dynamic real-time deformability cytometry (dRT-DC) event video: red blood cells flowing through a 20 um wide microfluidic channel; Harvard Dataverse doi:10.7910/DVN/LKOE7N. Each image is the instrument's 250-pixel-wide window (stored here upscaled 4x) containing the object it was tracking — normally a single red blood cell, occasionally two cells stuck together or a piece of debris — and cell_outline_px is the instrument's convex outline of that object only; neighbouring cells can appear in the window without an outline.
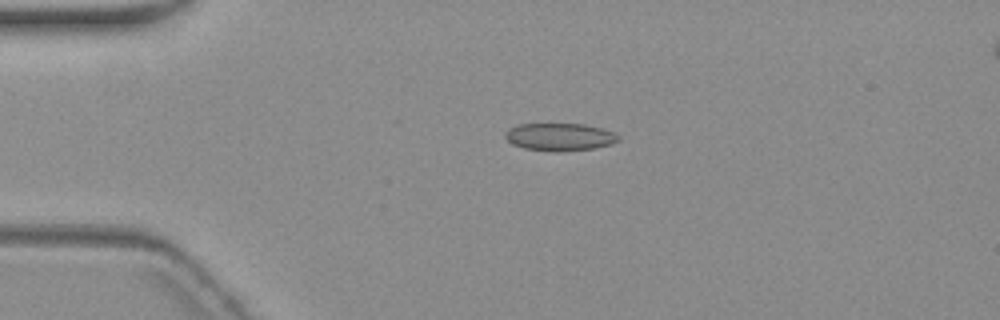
{"species": "common noctule bat (a hibernating species)", "species_latin": "Nyctalus noctula", "temperature_condition": "warm", "stored_images_in_passage": 6, "camera_frame_rate_fps": 3000, "um_per_image_px": 0.085, "animal": {"sex": "female", "body_mass_g": 19.3, "forearm_length_mm": 54.1}, "frame": {"image": 1, "passage_image": 6, "time_ms": 7.0, "image_size_px": [1000, 320], "cell_outline_px": [[620, 140], [612, 144], [596, 148], [560, 152], [556, 152], [524, 148], [512, 144], [504, 136], [504, 132], [508, 128], [520, 124], [584, 124], [604, 128], [620, 136]], "centroid_in_image_um": [47.59, 11.64], "position_along_channel_um": 37.4, "area_um2": 18.44}}